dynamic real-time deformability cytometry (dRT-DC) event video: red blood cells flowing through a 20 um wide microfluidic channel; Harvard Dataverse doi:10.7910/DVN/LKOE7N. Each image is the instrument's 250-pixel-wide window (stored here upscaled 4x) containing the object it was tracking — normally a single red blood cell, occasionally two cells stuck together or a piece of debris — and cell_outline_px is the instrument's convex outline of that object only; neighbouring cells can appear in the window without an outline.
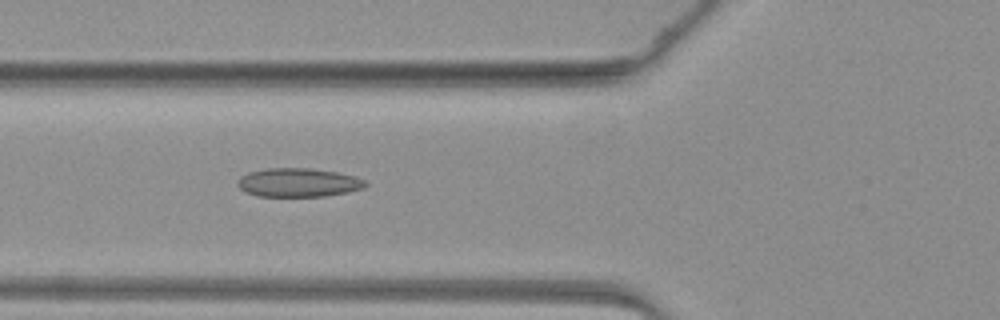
{"species": "common noctule bat (a hibernating species)", "species_latin": "Nyctalus noctula", "temperature_condition": "warm", "stored_images_in_passage": 47, "camera_frame_rate_fps": 3000, "um_per_image_px": 0.085, "animal": {"sex": "female", "body_mass_g": 19.3, "forearm_length_mm": 54.1}, "frame": {"image": 1, "passage_image": 18, "time_ms": 5.667, "image_size_px": [1000, 320], "cell_outline_px": [[368, 184], [364, 188], [348, 192], [324, 196], [256, 196], [244, 192], [236, 184], [236, 180], [240, 176], [248, 172], [264, 168], [312, 168], [336, 172], [356, 176], [364, 180]], "centroid_in_image_um": [25.32, 15.51], "position_along_channel_um": 100.5, "area_um2": 21.68}}
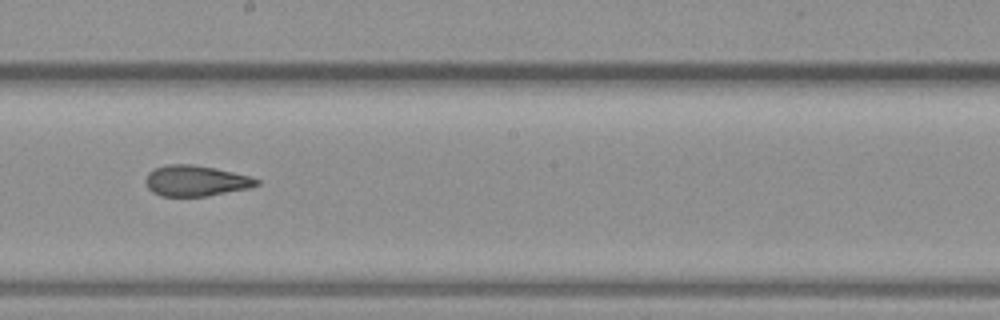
{"frame": {"image": 2, "passage_image": 27, "time_ms": 8.667, "image_size_px": [1000, 320], "cell_outline_px": [[260, 184], [248, 188], [208, 196], [160, 196], [152, 192], [148, 188], [144, 180], [148, 172], [156, 168], [168, 164], [192, 164], [216, 168], [248, 176], [260, 180]], "centroid_in_image_um": [16.61, 15.37], "position_along_channel_um": 231.6, "area_um2": 19.88}}
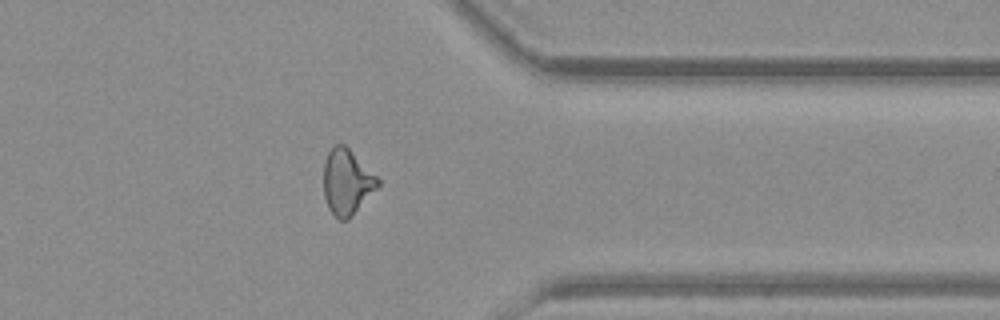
{"frame": {"image": 3, "passage_image": 38, "time_ms": 12.333, "image_size_px": [1000, 320], "cell_outline_px": [[380, 184], [348, 220], [340, 220], [328, 208], [324, 196], [324, 160], [328, 152], [336, 144], [344, 144], [380, 180]], "centroid_in_image_um": [29.46, 15.47], "position_along_channel_um": 381.9, "area_um2": 20.29}}